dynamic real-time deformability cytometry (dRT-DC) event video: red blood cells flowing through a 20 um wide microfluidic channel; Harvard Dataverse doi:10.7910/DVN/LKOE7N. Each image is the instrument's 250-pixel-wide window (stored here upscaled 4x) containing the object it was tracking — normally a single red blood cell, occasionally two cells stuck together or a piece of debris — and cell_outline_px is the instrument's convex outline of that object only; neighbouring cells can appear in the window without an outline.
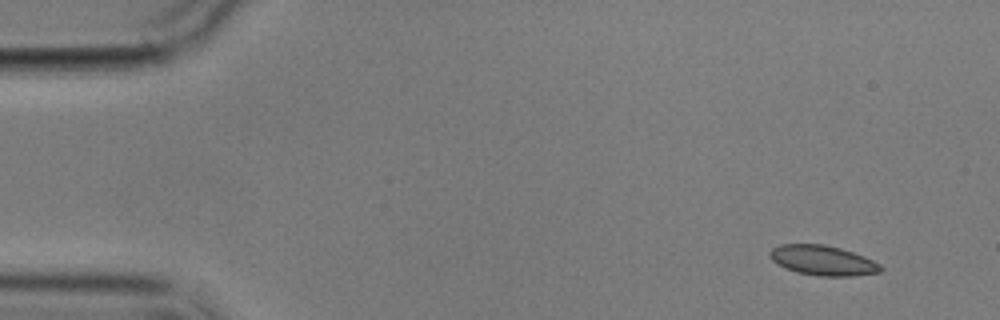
{"species": "common noctule bat (a hibernating species)", "species_latin": "Nyctalus noctula", "temperature_condition": "cold", "stored_images_in_passage": 10, "camera_frame_rate_fps": 3000, "um_per_image_px": 0.085, "animal": {"sex": "male", "body_mass_g": 17.9}, "frame": {"image": 1, "passage_image": 1, "time_ms": 0.0, "image_size_px": [1000, 320], "cell_outline_px": [[884, 268], [880, 272], [852, 276], [816, 276], [796, 272], [784, 268], [772, 260], [768, 256], [768, 252], [772, 248], [780, 244], [824, 244], [840, 248], [864, 256], [880, 264]], "centroid_in_image_um": [69.91, 22.14], "position_along_channel_um": 15.1, "area_um2": 19.48}}
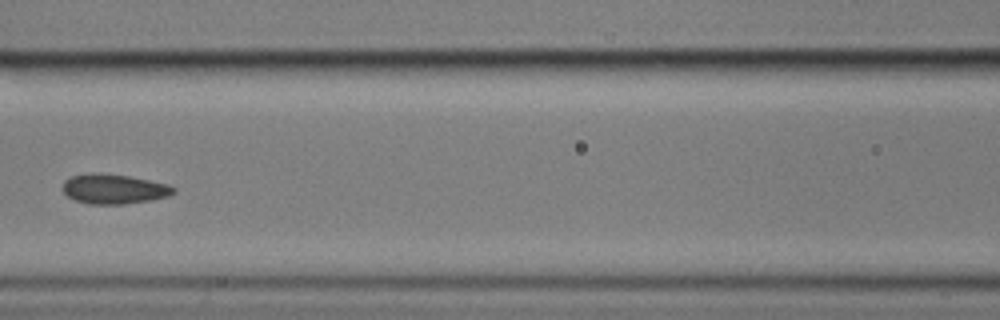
{"frame": {"image": 2, "passage_image": 6, "time_ms": 7.0, "image_size_px": [1000, 320], "cell_outline_px": [[176, 192], [168, 196], [152, 200], [124, 204], [88, 204], [76, 200], [68, 196], [64, 192], [64, 180], [72, 176], [92, 172], [96, 172], [128, 176], [168, 184], [176, 188]], "centroid_in_image_um": [9.71, 16.06], "position_along_channel_um": 156.9, "area_um2": 19.19}}
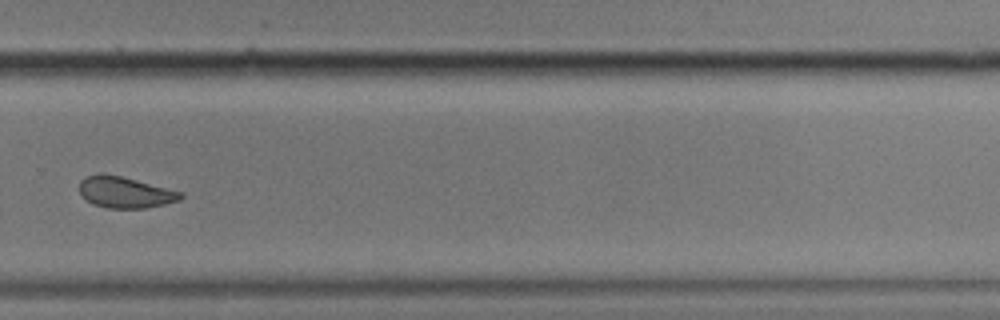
{"frame": {"image": 3, "passage_image": 10, "time_ms": 11.667, "image_size_px": [1000, 320], "cell_outline_px": [[184, 196], [180, 200], [164, 204], [144, 208], [108, 208], [92, 204], [80, 192], [80, 180], [88, 176], [120, 176], [136, 180], [180, 192]], "centroid_in_image_um": [10.65, 16.38], "position_along_channel_um": 319.1, "area_um2": 17.63}}